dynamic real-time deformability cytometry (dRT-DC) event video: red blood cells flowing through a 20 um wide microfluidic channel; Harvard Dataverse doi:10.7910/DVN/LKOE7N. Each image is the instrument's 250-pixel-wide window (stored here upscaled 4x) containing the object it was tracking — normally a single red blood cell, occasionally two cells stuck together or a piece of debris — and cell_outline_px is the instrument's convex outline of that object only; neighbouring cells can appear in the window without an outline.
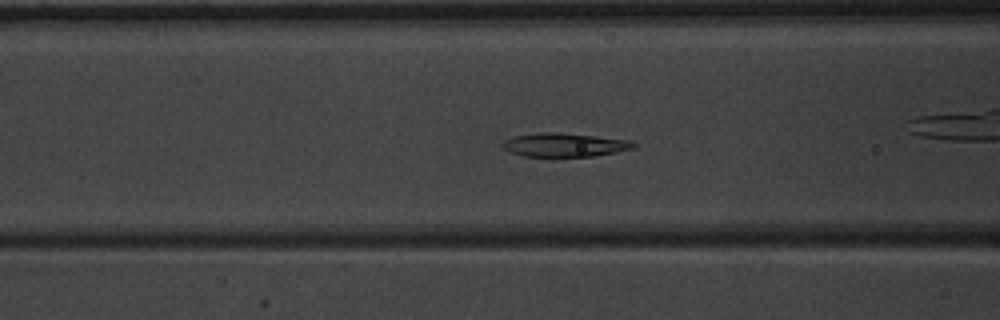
{"species": "common noctule bat (a hibernating species)", "species_latin": "Nyctalus noctula", "temperature_condition": "warm", "stored_images_in_passage": 53, "camera_frame_rate_fps": 3000, "um_per_image_px": 0.085, "animal": {"sex": "male", "body_mass_g": 20.1, "forearm_length_mm": 53.5}, "frame": {"image": 1, "passage_image": 22, "time_ms": 7.0, "image_size_px": [1000, 320], "cell_outline_px": [[636, 144], [632, 148], [616, 152], [592, 156], [524, 156], [508, 152], [500, 144], [504, 140], [512, 136], [540, 132], [556, 132], [632, 140]], "centroid_in_image_um": [47.93, 12.31], "position_along_channel_um": 118.7, "area_um2": 18.03}}
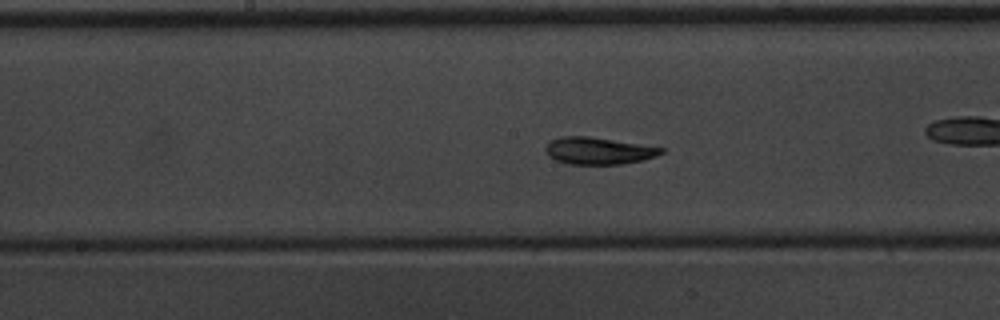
{"frame": {"image": 2, "passage_image": 28, "time_ms": 9.0, "image_size_px": [1000, 320], "cell_outline_px": [[664, 152], [656, 156], [644, 160], [620, 164], [568, 164], [556, 160], [548, 156], [544, 148], [548, 140], [560, 136], [588, 136], [664, 148]], "centroid_in_image_um": [50.81, 12.81], "position_along_channel_um": 197.4, "area_um2": 18.26}}
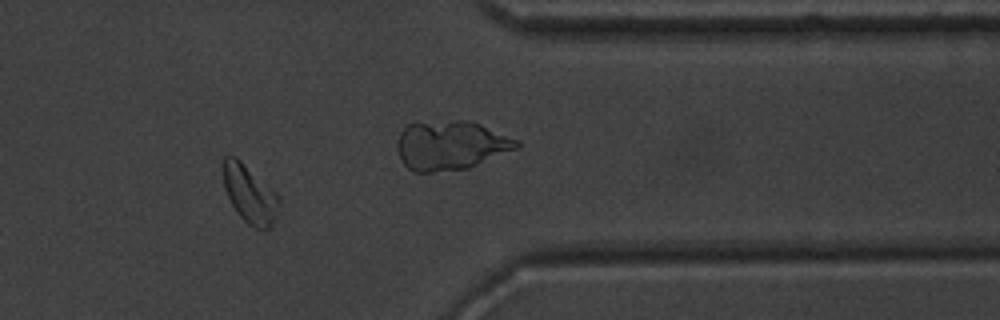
{"frame": {"image": 3, "passage_image": 44, "time_ms": 14.333, "image_size_px": [1000, 320], "cell_outline_px": [[280, 200], [276, 220], [268, 228], [256, 228], [248, 224], [236, 212], [224, 188], [220, 164], [224, 156], [236, 156], [276, 192], [280, 196]], "centroid_in_image_um": [21.19, 16.45], "position_along_channel_um": 390.2, "area_um2": 19.13}, "authors_computed_cell_mechanics": {"area_um2": 19.1318, "velocity_mm_per_s": 3.9236, "shape_relaxation_time_tau1_ms": 4.3309, "shape_relaxation_time_tau2_ms": 2.961, "deformation_change_tau1": 0.1322, "deformation_change_tau2": 0.0789}}